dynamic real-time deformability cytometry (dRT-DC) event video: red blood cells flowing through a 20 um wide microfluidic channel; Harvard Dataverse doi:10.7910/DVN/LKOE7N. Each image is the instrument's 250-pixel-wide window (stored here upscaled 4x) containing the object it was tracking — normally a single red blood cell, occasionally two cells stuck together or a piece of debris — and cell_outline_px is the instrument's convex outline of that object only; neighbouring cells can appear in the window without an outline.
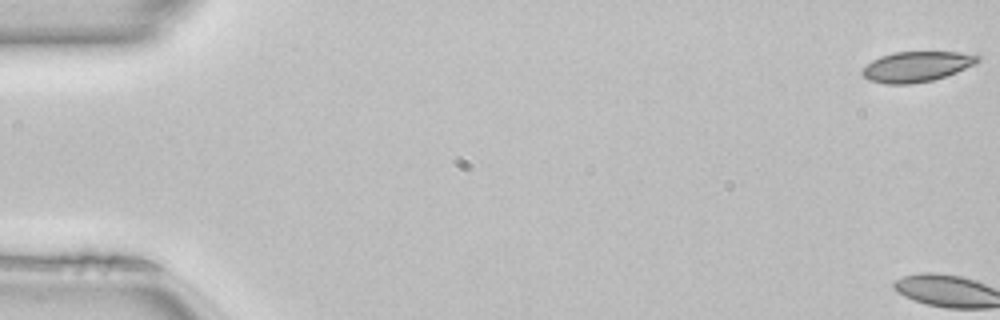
{"species": "common noctule bat (a hibernating species)", "species_latin": "Nyctalus noctula", "temperature_condition": "room temperature", "stored_images_in_passage": 3, "camera_frame_rate_fps": 3000, "um_per_image_px": 0.085, "animal": {"sex": "female", "body_mass_g": 22.7, "forearm_length_mm": 54.2}, "frame": {"image": 1, "passage_image": 1, "time_ms": 0.0, "image_size_px": [1000, 320], "cell_outline_px": [[980, 60], [976, 64], [956, 72], [932, 80], [912, 84], [884, 84], [868, 80], [860, 72], [872, 60], [880, 56], [892, 52], [960, 52], [980, 56]], "centroid_in_image_um": [77.9, 5.66], "position_along_channel_um": 7.1, "area_um2": 20.4}}